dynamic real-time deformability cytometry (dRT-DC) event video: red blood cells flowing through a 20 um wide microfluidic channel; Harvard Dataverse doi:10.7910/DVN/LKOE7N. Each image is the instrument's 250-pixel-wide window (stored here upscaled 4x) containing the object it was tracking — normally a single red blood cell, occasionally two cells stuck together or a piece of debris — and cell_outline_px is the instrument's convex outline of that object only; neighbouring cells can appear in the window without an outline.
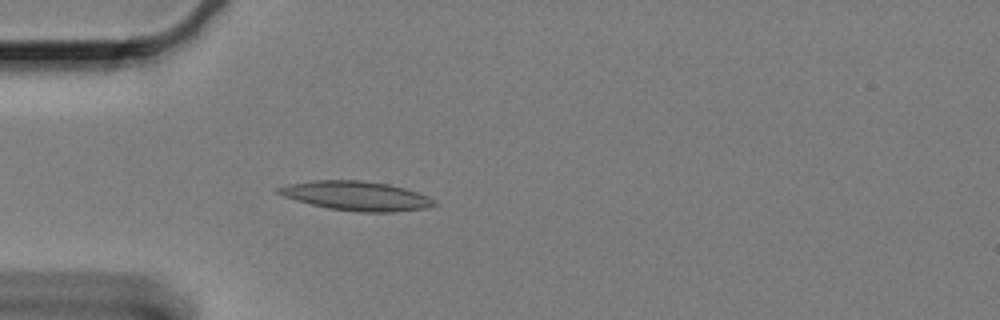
{"species": "Egyptian fruit bat (a non-hibernating species)", "species_latin": "Rousettus aegyptiacus", "temperature_condition": "cold", "stored_images_in_passage": 53, "camera_frame_rate_fps": 3000, "um_per_image_px": 0.085, "animal": {"sex": "female"}, "frame": {"image": 1, "passage_image": 9, "time_ms": 2.667, "image_size_px": [1000, 320], "cell_outline_px": [[436, 204], [424, 208], [392, 212], [360, 212], [328, 208], [296, 200], [284, 196], [276, 192], [276, 188], [288, 184], [312, 180], [360, 180], [388, 184], [404, 188], [428, 196], [436, 200]], "centroid_in_image_um": [30.27, 16.64], "position_along_channel_um": 54.7, "area_um2": 26.36}}
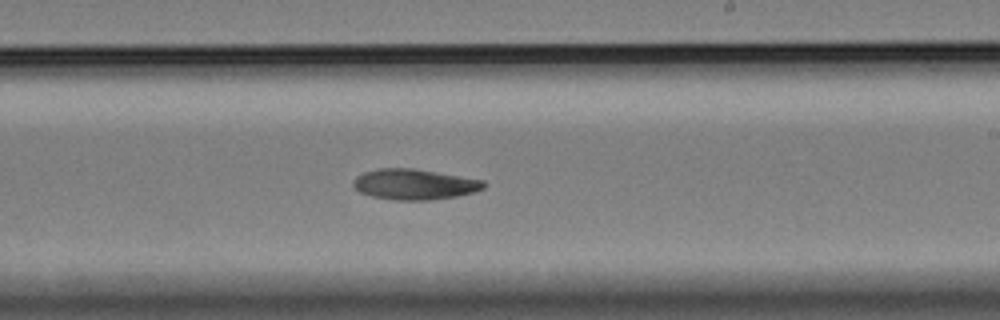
{"frame": {"image": 2, "passage_image": 28, "time_ms": 9.0, "image_size_px": [1000, 320], "cell_outline_px": [[488, 184], [484, 188], [472, 192], [456, 196], [432, 200], [392, 200], [372, 196], [360, 192], [352, 184], [356, 176], [364, 172], [380, 168], [412, 168], [484, 180]], "centroid_in_image_um": [35.23, 15.67], "position_along_channel_um": 253.8, "area_um2": 23.18}}
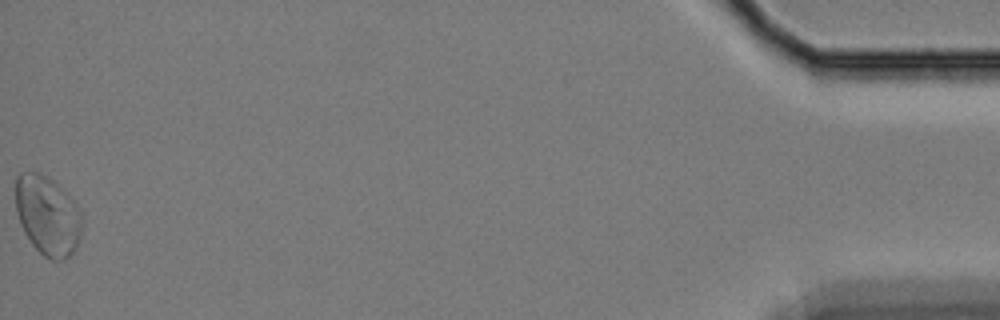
{"frame": {"image": 3, "passage_image": 53, "time_ms": 17.333, "image_size_px": [1000, 320], "cell_outline_px": [[80, 236], [76, 248], [64, 260], [48, 260], [32, 244], [24, 232], [20, 224], [16, 212], [16, 176], [20, 172], [40, 172], [52, 180], [80, 208]], "centroid_in_image_um": [4.01, 18.32], "position_along_channel_um": 431.2, "area_um2": 30.46}}